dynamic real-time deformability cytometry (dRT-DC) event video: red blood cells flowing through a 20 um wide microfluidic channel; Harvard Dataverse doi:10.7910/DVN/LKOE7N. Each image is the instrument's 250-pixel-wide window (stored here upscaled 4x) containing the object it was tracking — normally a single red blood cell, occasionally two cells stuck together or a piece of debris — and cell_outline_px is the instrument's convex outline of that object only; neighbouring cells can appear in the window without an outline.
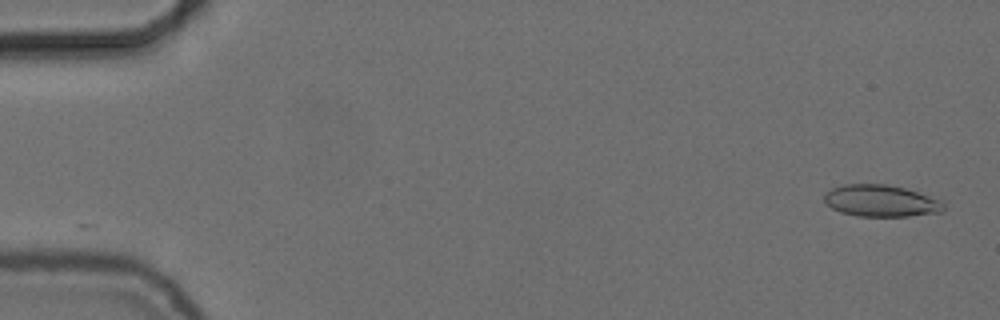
{"species": "common noctule bat (a hibernating species)", "species_latin": "Nyctalus noctula", "temperature_condition": "cold", "stored_images_in_passage": 53, "camera_frame_rate_fps": 3000, "um_per_image_px": 0.085, "animal": {"sex": "female", "body_mass_g": 24.6, "forearm_length_mm": 56.2}, "frame": {"image": 1, "passage_image": 1, "time_ms": 0.0, "image_size_px": [1000, 320], "cell_outline_px": [[944, 208], [940, 212], [908, 216], [856, 216], [840, 212], [832, 208], [824, 200], [824, 192], [832, 188], [844, 184], [888, 184], [904, 188], [944, 200]], "centroid_in_image_um": [74.88, 17.06], "position_along_channel_um": 10.1, "area_um2": 22.2}}
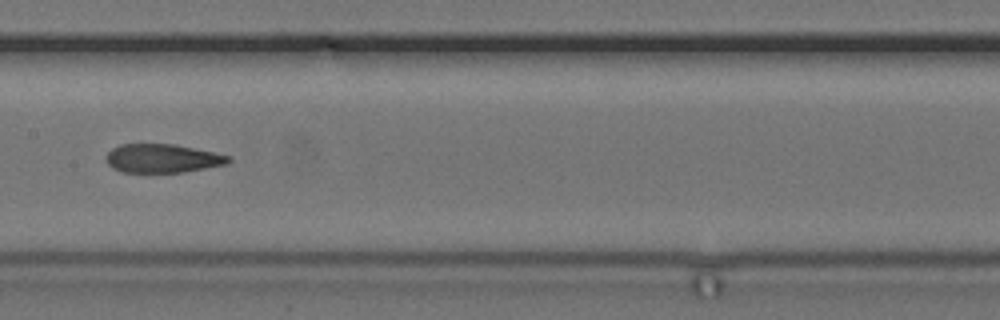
{"frame": {"image": 2, "passage_image": 27, "time_ms": 8.667, "image_size_px": [1000, 320], "cell_outline_px": [[232, 160], [228, 164], [184, 172], [120, 172], [112, 168], [104, 160], [104, 156], [112, 148], [120, 144], [176, 144], [232, 156]], "centroid_in_image_um": [13.8, 13.46], "position_along_channel_um": 193.6, "area_um2": 20.75}}
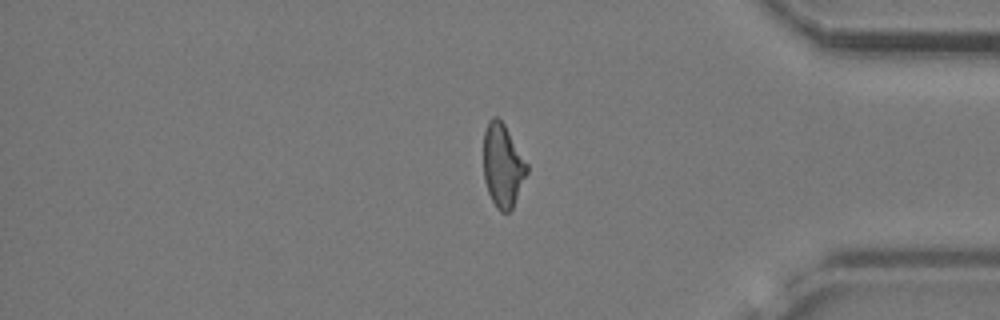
{"frame": {"image": 3, "passage_image": 45, "time_ms": 14.667, "image_size_px": [1000, 320], "cell_outline_px": [[528, 172], [512, 208], [508, 212], [500, 212], [496, 208], [488, 192], [484, 180], [484, 132], [488, 120], [492, 116], [496, 116], [504, 124], [528, 164]], "centroid_in_image_um": [42.73, 14.07], "position_along_channel_um": 392.5, "area_um2": 20.98}, "authors_computed_cell_mechanics": {"area_um2": 21.5594, "velocity_mm_per_s": 3.7189, "shape_relaxation_time_tau1_ms": null, "shape_relaxation_time_tau2_ms": 3.9179, "deformation_change_tau1": null, "deformation_change_tau2": 0.0962}}